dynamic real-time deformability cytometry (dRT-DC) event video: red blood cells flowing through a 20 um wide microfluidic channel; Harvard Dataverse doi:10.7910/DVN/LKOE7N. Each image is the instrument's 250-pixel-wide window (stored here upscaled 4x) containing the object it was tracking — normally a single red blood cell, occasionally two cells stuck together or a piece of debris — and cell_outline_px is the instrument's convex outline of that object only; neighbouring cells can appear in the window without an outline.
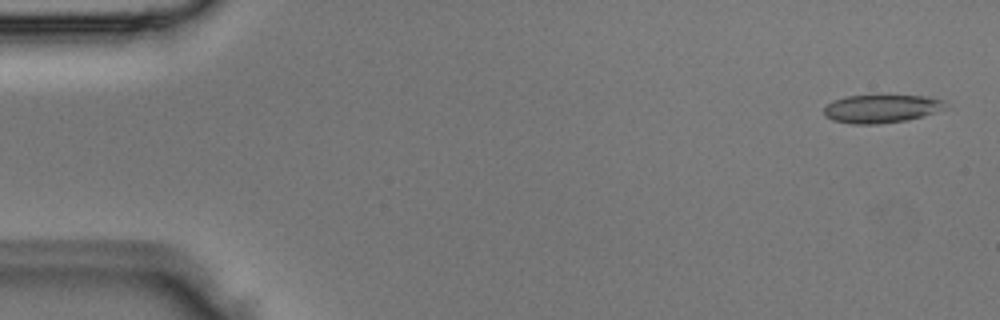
{"species": "Egyptian fruit bat (a non-hibernating species)", "species_latin": "Rousettus aegyptiacus", "temperature_condition": "room temperature", "stored_images_in_passage": 3, "camera_frame_rate_fps": 3000, "um_per_image_px": 0.085, "animal": {"sex": "male"}, "frame": {"image": 1, "passage_image": 1, "time_ms": 0.0, "image_size_px": [1000, 320], "cell_outline_px": [[948, 108], [936, 112], [908, 120], [876, 124], [852, 124], [832, 120], [824, 116], [824, 108], [832, 100], [844, 96], [924, 96], [944, 100]], "centroid_in_image_um": [74.91, 9.24], "position_along_channel_um": 10.1, "area_um2": 20.0}}